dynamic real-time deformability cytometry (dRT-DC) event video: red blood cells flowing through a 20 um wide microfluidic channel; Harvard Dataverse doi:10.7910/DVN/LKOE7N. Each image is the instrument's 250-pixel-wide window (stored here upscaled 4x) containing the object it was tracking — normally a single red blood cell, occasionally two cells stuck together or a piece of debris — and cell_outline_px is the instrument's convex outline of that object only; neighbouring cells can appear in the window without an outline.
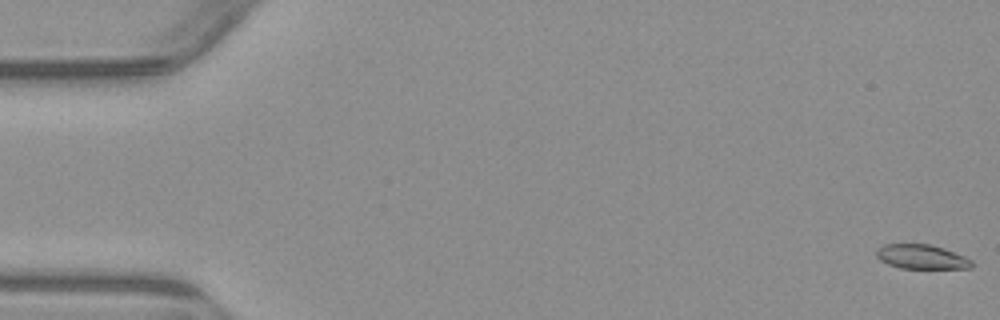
{"species": "common noctule bat (a hibernating species)", "species_latin": "Nyctalus noctula", "temperature_condition": "warm", "stored_images_in_passage": 6, "segment_of_instrument_passage": [1, 2], "camera_frame_rate_fps": 3000, "um_per_image_px": 0.085, "animal": {"sex": "male", "body_mass_g": 23.1, "forearm_length_mm": 52.7}, "frame": {"image": 1, "passage_image": 1, "time_ms": 0.0, "image_size_px": [1000, 320], "cell_outline_px": [[972, 268], [900, 268], [888, 264], [880, 260], [876, 256], [876, 248], [884, 244], [928, 244], [944, 248], [964, 256], [972, 260]], "centroid_in_image_um": [78.3, 21.82], "position_along_channel_um": 6.7, "area_um2": 13.53}}
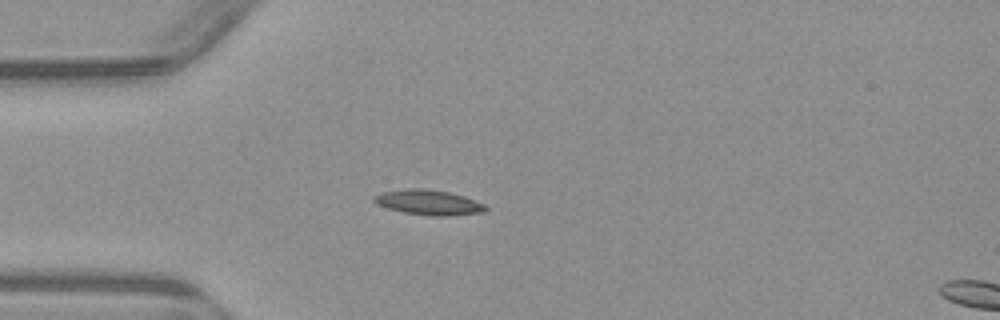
{"frame": {"image": 2, "passage_image": 5, "time_ms": 4.667, "image_size_px": [1000, 320], "cell_outline_px": [[488, 208], [484, 212], [448, 216], [428, 216], [404, 212], [388, 208], [372, 200], [372, 196], [380, 192], [408, 188], [424, 188], [448, 192], [464, 196], [484, 204]], "centroid_in_image_um": [36.42, 17.2], "position_along_channel_um": 48.6, "area_um2": 16.3}}